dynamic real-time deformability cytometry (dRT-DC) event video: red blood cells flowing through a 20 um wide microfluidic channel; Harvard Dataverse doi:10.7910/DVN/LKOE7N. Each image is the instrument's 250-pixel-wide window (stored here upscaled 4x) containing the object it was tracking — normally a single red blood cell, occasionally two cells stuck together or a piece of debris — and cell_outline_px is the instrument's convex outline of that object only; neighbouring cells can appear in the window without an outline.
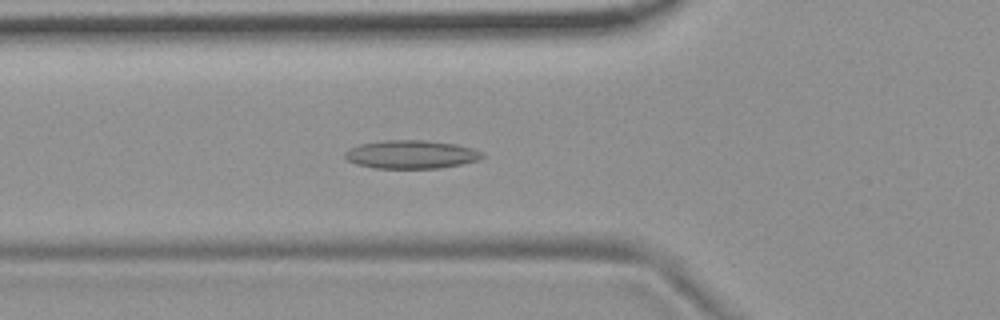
{"species": "common noctule bat (a hibernating species)", "species_latin": "Nyctalus noctula", "temperature_condition": "room temperature", "stored_images_in_passage": 37, "camera_frame_rate_fps": 3000, "um_per_image_px": 0.085, "animal": {"sex": "female", "body_mass_g": 19.9}, "frame": {"image": 1, "passage_image": 11, "time_ms": 3.333, "image_size_px": [1000, 320], "cell_outline_px": [[484, 156], [476, 160], [460, 164], [440, 168], [372, 168], [356, 164], [348, 160], [344, 156], [344, 152], [360, 144], [384, 140], [424, 140], [456, 144], [472, 148], [484, 152]], "centroid_in_image_um": [34.94, 13.12], "position_along_channel_um": 90.9, "area_um2": 22.6}}
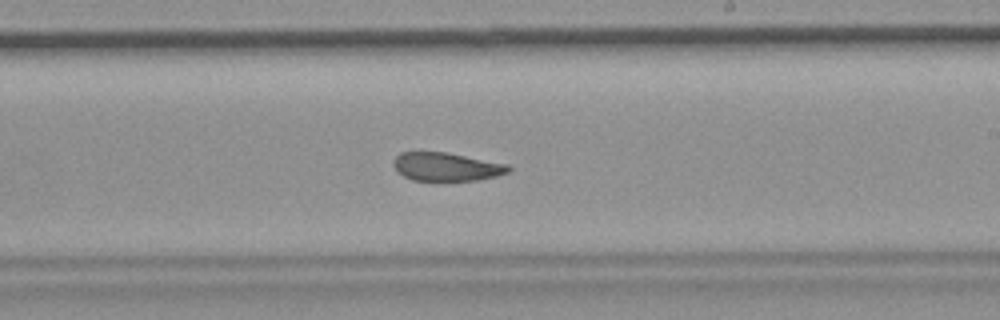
{"frame": {"image": 2, "passage_image": 24, "time_ms": 7.667, "image_size_px": [1000, 320], "cell_outline_px": [[512, 168], [508, 172], [496, 176], [476, 180], [412, 180], [396, 172], [392, 164], [392, 160], [400, 152], [444, 152], [508, 164]], "centroid_in_image_um": [37.9, 14.17], "position_along_channel_um": 251.1, "area_um2": 18.96}}
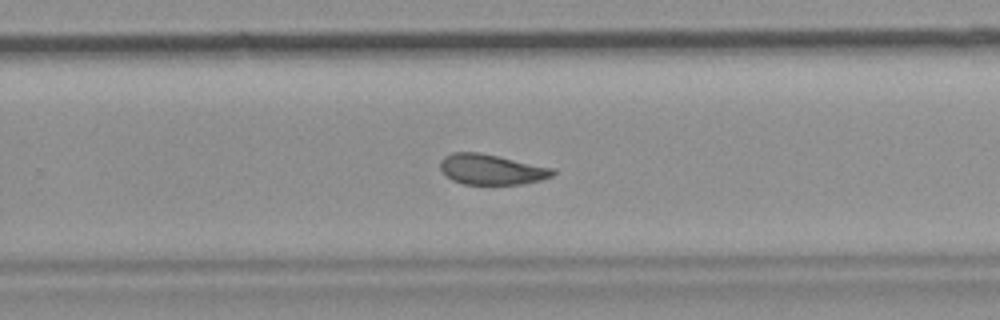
{"frame": {"image": 3, "passage_image": 27, "time_ms": 8.667, "image_size_px": [1000, 320], "cell_outline_px": [[556, 172], [552, 176], [540, 180], [520, 184], [464, 184], [452, 180], [440, 168], [440, 160], [444, 156], [452, 152], [476, 152], [556, 168]], "centroid_in_image_um": [41.78, 14.4], "position_along_channel_um": 288.0, "area_um2": 19.77}, "authors_computed_cell_mechanics": {"area_um2": 20.6924, "velocity_mm_per_s": 3.7052, "shape_relaxation_time_tau1_ms": null, "shape_relaxation_time_tau2_ms": 2.4141, "deformation_change_tau1": null, "deformation_change_tau2": 0.0978}}